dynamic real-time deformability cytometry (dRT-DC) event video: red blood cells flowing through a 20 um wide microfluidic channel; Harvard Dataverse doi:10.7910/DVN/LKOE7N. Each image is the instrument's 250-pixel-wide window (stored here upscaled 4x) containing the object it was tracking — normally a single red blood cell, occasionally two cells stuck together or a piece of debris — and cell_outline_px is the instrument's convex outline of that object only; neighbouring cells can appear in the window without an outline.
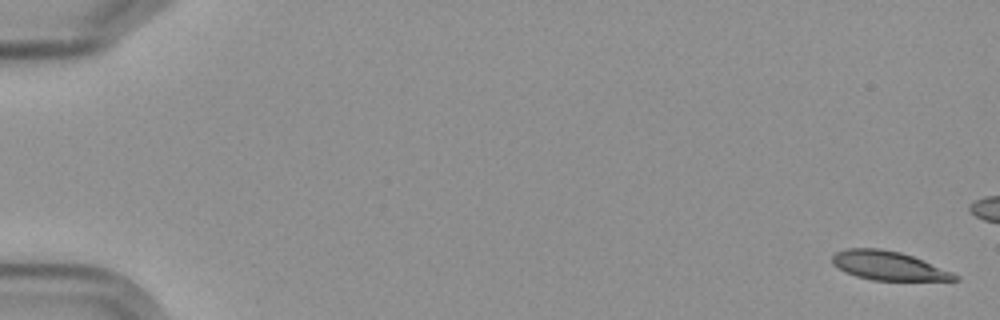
{"species": "Egyptian fruit bat (a non-hibernating species)", "species_latin": "Rousettus aegyptiacus", "temperature_condition": "cold", "stored_images_in_passage": 4, "camera_frame_rate_fps": 3000, "um_per_image_px": 0.085, "frame": {"image": 1, "passage_image": 1, "time_ms": 0.0, "image_size_px": [1000, 320], "cell_outline_px": [[960, 280], [872, 280], [856, 276], [844, 272], [832, 264], [832, 256], [836, 252], [844, 248], [880, 248], [900, 252], [912, 256], [952, 272], [960, 276]], "centroid_in_image_um": [75.47, 22.58], "position_along_channel_um": 9.5, "area_um2": 20.58}}